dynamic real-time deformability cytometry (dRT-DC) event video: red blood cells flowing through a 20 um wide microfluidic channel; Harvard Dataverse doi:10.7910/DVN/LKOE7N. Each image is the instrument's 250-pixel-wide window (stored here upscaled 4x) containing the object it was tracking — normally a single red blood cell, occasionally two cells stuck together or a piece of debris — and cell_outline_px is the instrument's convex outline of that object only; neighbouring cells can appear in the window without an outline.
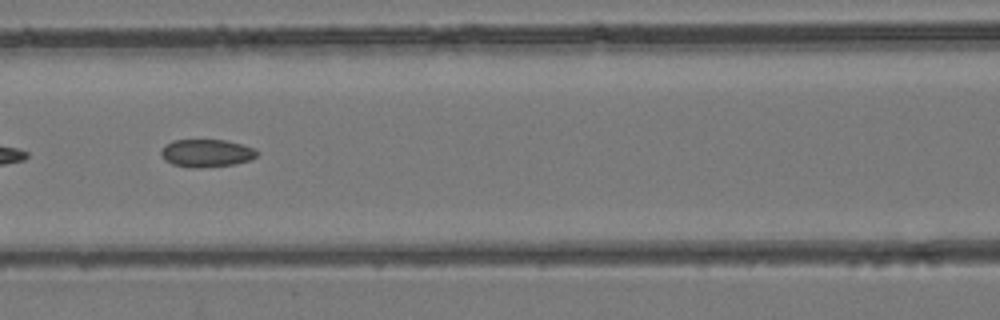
{"species": "common noctule bat (a hibernating species)", "species_latin": "Nyctalus noctula", "temperature_condition": "room temperature", "stored_images_in_passage": 47, "camera_frame_rate_fps": 3000, "um_per_image_px": 0.085, "animal": {"sex": "female", "body_mass_g": 24.6, "forearm_length_mm": 56.2}, "frame": {"image": 1, "passage_image": 22, "time_ms": 7.0, "image_size_px": [1000, 320], "cell_outline_px": [[260, 152], [256, 156], [248, 160], [236, 164], [200, 168], [192, 168], [172, 164], [164, 160], [160, 156], [160, 152], [164, 144], [172, 140], [224, 140], [256, 148]], "centroid_in_image_um": [17.52, 13.02], "position_along_channel_um": 149.1, "area_um2": 15.72}}
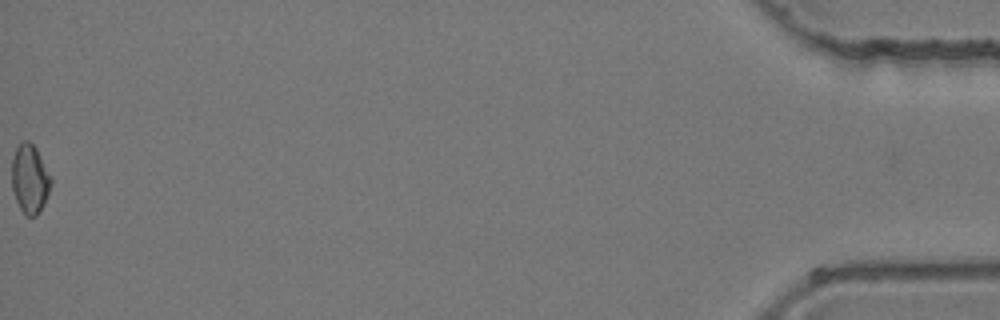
{"frame": {"image": 2, "passage_image": 47, "time_ms": 15.333, "image_size_px": [1000, 320], "cell_outline_px": [[52, 184], [36, 216], [24, 216], [16, 200], [12, 188], [12, 160], [16, 148], [20, 140], [28, 140], [36, 148], [52, 176]], "centroid_in_image_um": [2.53, 15.17], "position_along_channel_um": 432.7, "area_um2": 15.72}}